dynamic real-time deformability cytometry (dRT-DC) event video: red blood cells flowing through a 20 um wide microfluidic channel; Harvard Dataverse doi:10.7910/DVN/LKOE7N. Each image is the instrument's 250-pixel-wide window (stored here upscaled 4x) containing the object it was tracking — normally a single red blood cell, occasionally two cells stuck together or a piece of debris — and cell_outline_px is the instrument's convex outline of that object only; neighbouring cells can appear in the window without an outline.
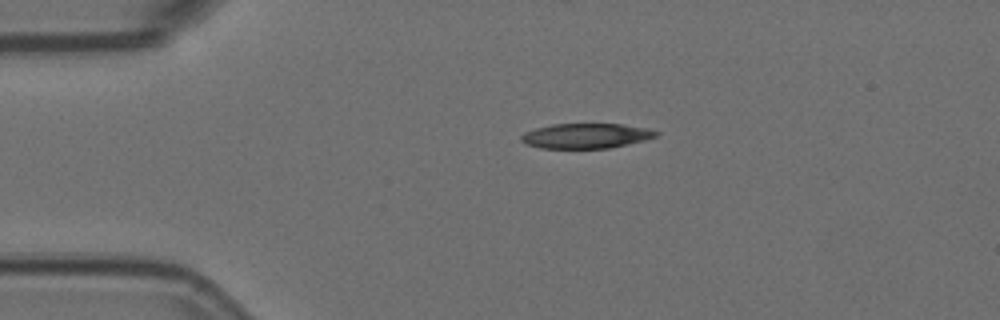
{"species": "Egyptian fruit bat (a non-hibernating species)", "species_latin": "Rousettus aegyptiacus", "temperature_condition": "room temperature", "stored_images_in_passage": 2, "camera_frame_rate_fps": 3000, "um_per_image_px": 0.085, "animal": {"sex": "female"}, "frame": {"image": 1, "passage_image": 1, "time_ms": 0.0, "image_size_px": [1000, 320], "cell_outline_px": [[660, 132], [656, 136], [644, 140], [608, 148], [540, 148], [528, 144], [520, 140], [520, 136], [524, 132], [536, 128], [552, 124], [624, 124], [644, 128]], "centroid_in_image_um": [49.78, 11.54], "position_along_channel_um": 35.2, "area_um2": 19.42}}